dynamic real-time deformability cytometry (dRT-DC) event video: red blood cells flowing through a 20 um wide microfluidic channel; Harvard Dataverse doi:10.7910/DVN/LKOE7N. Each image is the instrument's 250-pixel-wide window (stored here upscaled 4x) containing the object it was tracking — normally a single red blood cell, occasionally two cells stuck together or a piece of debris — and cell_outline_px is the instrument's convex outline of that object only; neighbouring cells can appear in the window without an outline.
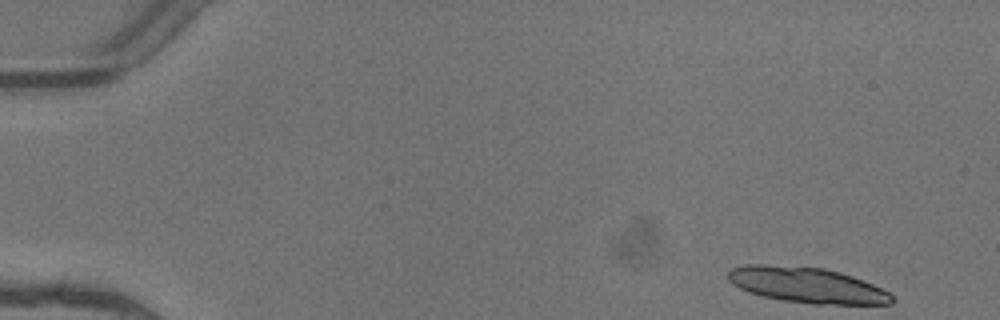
{"species": "common noctule bat (a hibernating species)", "species_latin": "Nyctalus noctula", "temperature_condition": "warm", "stored_images_in_passage": 3, "camera_frame_rate_fps": 3000, "um_per_image_px": 0.085, "animal": {"sex": "female"}, "frame": {"image": 1, "passage_image": 1, "time_ms": 0.0, "image_size_px": [1000, 320], "cell_outline_px": [[892, 304], [812, 304], [780, 300], [748, 292], [732, 284], [728, 280], [728, 272], [732, 268], [744, 264], [764, 264], [824, 268], [840, 272], [852, 276], [872, 284], [888, 292], [892, 296]], "centroid_in_image_um": [68.54, 24.23], "position_along_channel_um": 16.5, "area_um2": 33.87}}